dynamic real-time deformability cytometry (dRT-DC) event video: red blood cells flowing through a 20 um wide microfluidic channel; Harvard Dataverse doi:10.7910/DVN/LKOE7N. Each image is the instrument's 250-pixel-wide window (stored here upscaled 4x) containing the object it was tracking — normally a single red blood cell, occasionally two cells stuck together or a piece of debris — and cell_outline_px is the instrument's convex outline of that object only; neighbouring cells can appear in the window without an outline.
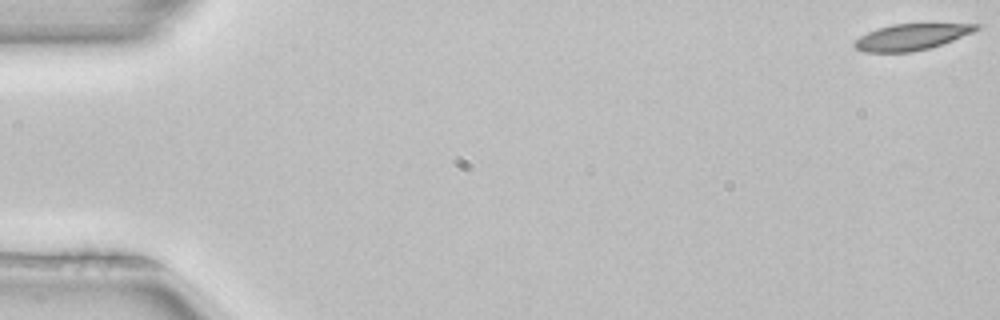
{"species": "common noctule bat (a hibernating species)", "species_latin": "Nyctalus noctula", "temperature_condition": "room temperature", "stored_images_in_passage": 52, "camera_frame_rate_fps": 3000, "um_per_image_px": 0.085, "animal": {"sex": "female", "body_mass_g": 22.7, "forearm_length_mm": 54.2}, "frame": {"image": 1, "passage_image": 1, "time_ms": 0.0, "image_size_px": [1000, 320], "cell_outline_px": [[980, 28], [972, 32], [952, 40], [928, 48], [912, 52], [864, 52], [856, 48], [852, 44], [860, 36], [876, 28], [892, 24], [980, 24]], "centroid_in_image_um": [77.42, 3.14], "position_along_channel_um": 7.6, "area_um2": 18.32}}
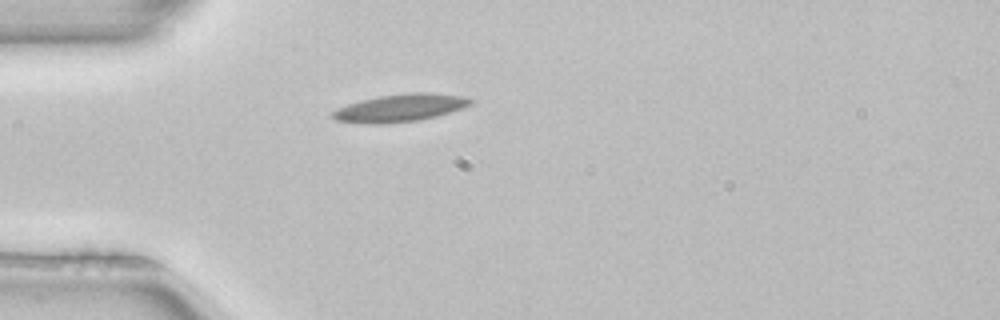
{"frame": {"image": 2, "passage_image": 15, "time_ms": 4.667, "image_size_px": [1000, 320], "cell_outline_px": [[476, 100], [460, 108], [436, 116], [420, 120], [384, 124], [368, 124], [336, 120], [332, 116], [332, 112], [336, 108], [360, 100], [380, 96], [412, 92], [428, 92], [464, 96]], "centroid_in_image_um": [33.99, 9.17], "position_along_channel_um": 51.0, "area_um2": 22.08}}
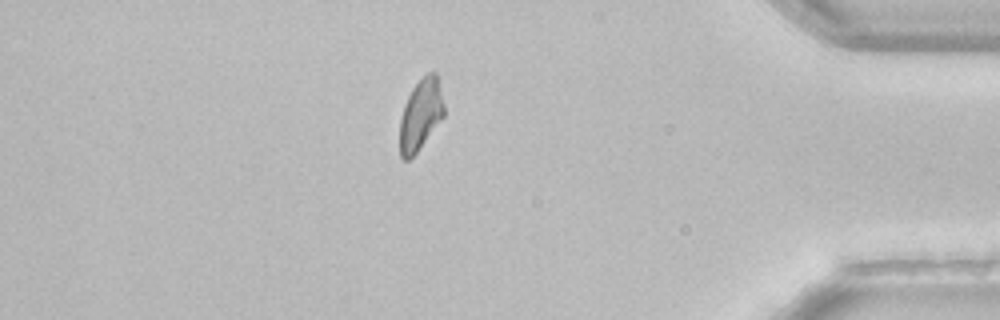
{"frame": {"image": 3, "passage_image": 45, "time_ms": 14.667, "image_size_px": [1000, 320], "cell_outline_px": [[444, 116], [416, 152], [408, 160], [404, 160], [400, 156], [400, 120], [404, 104], [412, 88], [428, 72], [436, 72], [444, 104]], "centroid_in_image_um": [35.75, 9.74], "position_along_channel_um": 399.5, "area_um2": 18.03}}